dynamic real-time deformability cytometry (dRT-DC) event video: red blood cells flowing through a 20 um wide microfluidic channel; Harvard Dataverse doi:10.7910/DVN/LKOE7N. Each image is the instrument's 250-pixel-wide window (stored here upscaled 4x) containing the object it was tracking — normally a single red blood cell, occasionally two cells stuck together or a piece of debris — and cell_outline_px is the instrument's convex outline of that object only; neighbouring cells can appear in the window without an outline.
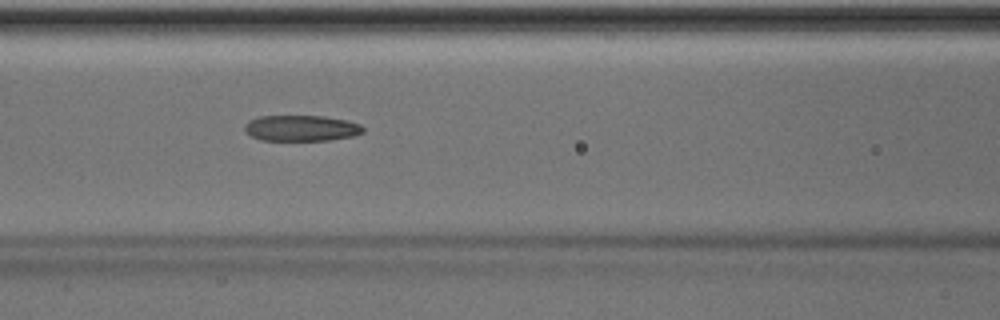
{"species": "Egyptian fruit bat (a non-hibernating species)", "species_latin": "Rousettus aegyptiacus", "temperature_condition": "room temperature", "stored_images_in_passage": 51, "camera_frame_rate_fps": 3000, "um_per_image_px": 0.085, "animal": {"sex": "male"}, "frame": {"image": 1, "passage_image": 22, "time_ms": 7.0, "image_size_px": [1000, 320], "cell_outline_px": [[364, 132], [356, 136], [328, 140], [260, 140], [252, 136], [244, 128], [244, 124], [248, 120], [260, 116], [324, 116], [348, 120], [360, 124], [364, 128]], "centroid_in_image_um": [25.64, 10.89], "position_along_channel_um": 141.0, "area_um2": 17.98}, "authors_computed_cell_mechanics": {"area_um2": 18.6694, "velocity_mm_per_s": 4.0322, "shape_relaxation_time_tau1_ms": null, "shape_relaxation_time_tau2_ms": 5.9823, "deformation_change_tau1": null, "deformation_change_tau2": 0.184}}